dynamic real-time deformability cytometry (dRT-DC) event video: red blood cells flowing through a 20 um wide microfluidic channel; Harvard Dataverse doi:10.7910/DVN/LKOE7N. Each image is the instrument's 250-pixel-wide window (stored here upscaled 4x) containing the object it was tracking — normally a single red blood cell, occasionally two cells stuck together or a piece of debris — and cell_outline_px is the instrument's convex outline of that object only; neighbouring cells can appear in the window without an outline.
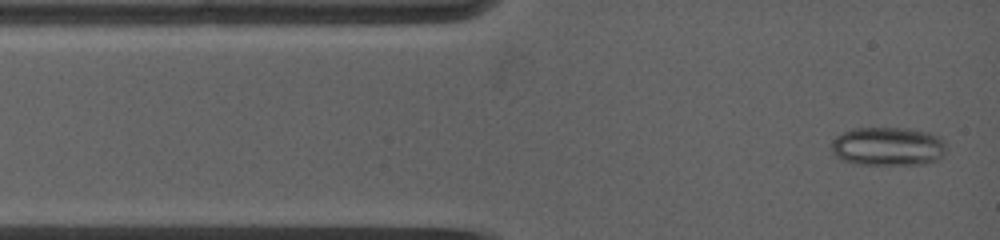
{"species": "common noctule bat (a hibernating species)", "species_latin": "Nyctalus noctula", "temperature_condition": "warm", "stored_images_in_passage": 43, "camera_frame_rate_fps": 5000, "um_per_image_px": 0.085, "animal": {"sex": "female", "body_mass_g": 19.0, "forearm_length_mm": 53.3}, "frame": {"image": 1, "passage_image": 1, "time_ms": 0.0, "image_size_px": [1000, 240], "cell_outline_px": [[944, 152], [936, 160], [928, 164], [856, 164], [840, 160], [832, 156], [832, 140], [836, 136], [852, 128], [908, 128], [928, 132], [940, 136], [944, 140]], "centroid_in_image_um": [75.43, 12.44], "position_along_channel_um": 9.6, "area_um2": 26.13}}
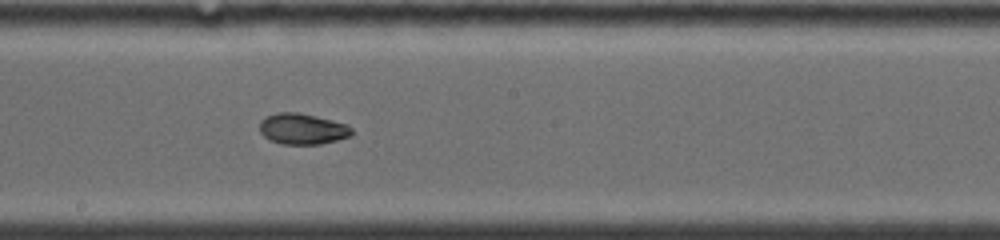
{"frame": {"image": 2, "passage_image": 16, "time_ms": 6.4, "image_size_px": [1000, 240], "cell_outline_px": [[352, 136], [320, 144], [284, 144], [272, 140], [264, 136], [260, 132], [260, 120], [264, 116], [276, 112], [296, 112], [316, 116], [348, 124], [352, 128]], "centroid_in_image_um": [25.71, 10.94], "position_along_channel_um": 222.5, "area_um2": 16.65}}
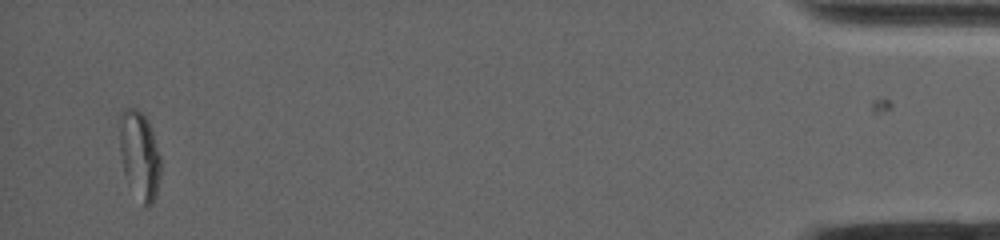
{"frame": {"image": 3, "passage_image": 38, "time_ms": 14.6, "image_size_px": [1000, 240], "cell_outline_px": [[160, 176], [156, 196], [152, 204], [148, 208], [144, 208], [124, 176], [120, 156], [116, 120], [120, 112], [124, 108], [136, 108], [148, 120], [160, 156]], "centroid_in_image_um": [11.8, 13.16], "position_along_channel_um": 423.4, "area_um2": 21.91}, "authors_computed_cell_mechanics": {"area_um2": 19.0162, "velocity_mm_per_s": 3.9507, "shape_relaxation_time_tau1_ms": null, "shape_relaxation_time_tau2_ms": 2.0331, "deformation_change_tau1": null, "deformation_change_tau2": 0.0477}}